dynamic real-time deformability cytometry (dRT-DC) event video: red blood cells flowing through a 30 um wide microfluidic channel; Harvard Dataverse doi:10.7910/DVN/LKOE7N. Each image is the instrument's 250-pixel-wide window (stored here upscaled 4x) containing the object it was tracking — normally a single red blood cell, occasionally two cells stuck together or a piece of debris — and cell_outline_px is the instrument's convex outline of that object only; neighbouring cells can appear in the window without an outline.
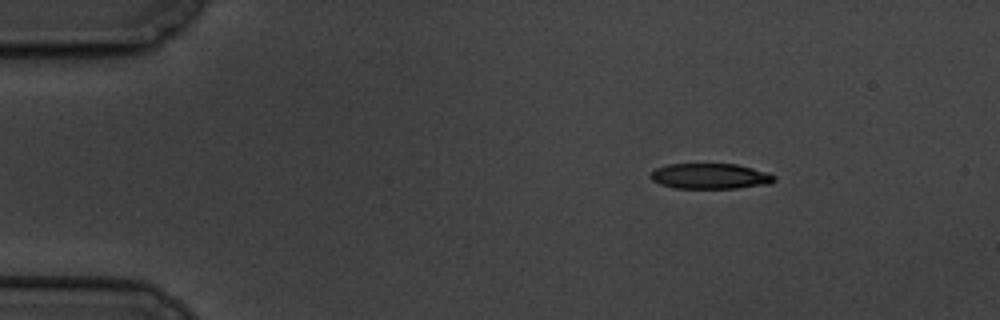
{"species": "common noctule bat (a hibernating species)", "species_latin": "Nyctalus noctula", "temperature_condition": "cold", "stored_images_in_passage": 8, "camera_frame_rate_fps": 3000, "um_per_image_px": 0.085, "animal": {"sex": "male", "body_mass_g": 19.5, "forearm_length_mm": 54.6}, "frame": {"image": 1, "passage_image": 1, "time_ms": 0.0, "image_size_px": [1000, 320], "cell_outline_px": [[776, 180], [768, 184], [736, 188], [676, 188], [660, 184], [652, 180], [648, 176], [656, 168], [668, 164], [736, 164], [768, 172], [776, 176]], "centroid_in_image_um": [60.37, 14.97], "position_along_channel_um": 24.6, "area_um2": 18.38}}
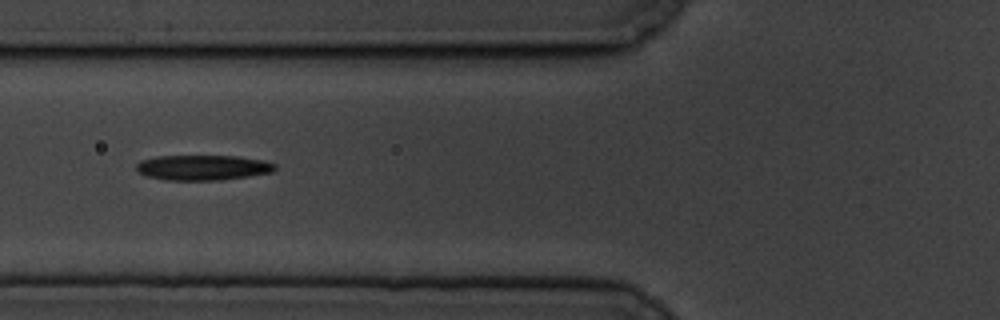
{"frame": {"image": 2, "passage_image": 5, "time_ms": 4.667, "image_size_px": [1000, 320], "cell_outline_px": [[276, 168], [272, 172], [248, 176], [220, 180], [164, 180], [148, 176], [140, 172], [136, 168], [136, 164], [140, 160], [156, 156], [236, 156], [264, 160], [276, 164]], "centroid_in_image_um": [17.24, 14.24], "position_along_channel_um": 108.6, "area_um2": 20.35}}
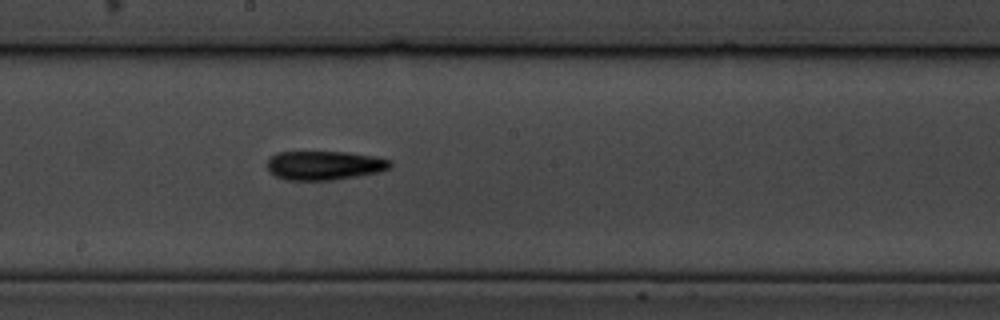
{"frame": {"image": 3, "passage_image": 8, "time_ms": 8.0, "image_size_px": [1000, 320], "cell_outline_px": [[392, 168], [380, 172], [360, 176], [332, 180], [284, 180], [268, 172], [268, 160], [276, 152], [348, 152], [372, 156], [392, 160]], "centroid_in_image_um": [27.6, 14.07], "position_along_channel_um": 220.6, "area_um2": 21.04}}